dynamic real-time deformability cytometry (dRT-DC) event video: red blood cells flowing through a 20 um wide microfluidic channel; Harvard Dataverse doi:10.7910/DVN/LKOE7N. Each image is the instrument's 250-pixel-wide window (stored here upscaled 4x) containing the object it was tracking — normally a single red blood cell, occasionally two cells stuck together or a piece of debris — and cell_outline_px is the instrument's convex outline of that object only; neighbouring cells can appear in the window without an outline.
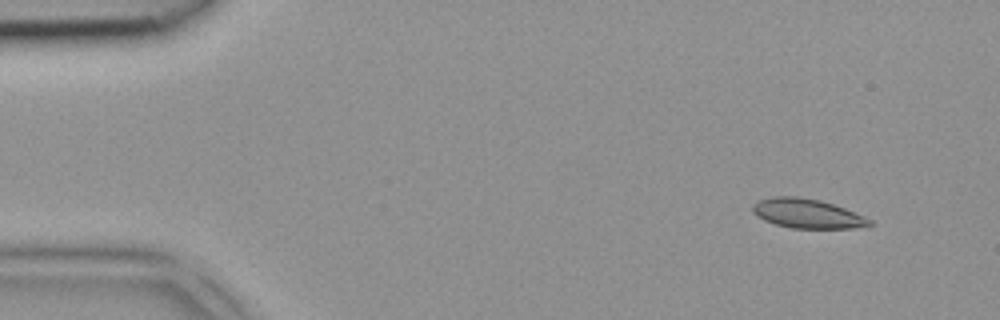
{"species": "common noctule bat (a hibernating species)", "species_latin": "Nyctalus noctula", "temperature_condition": "room temperature", "stored_images_in_passage": 3, "camera_frame_rate_fps": 3000, "um_per_image_px": 0.085, "animal": {"sex": "female", "body_mass_g": 18.4}, "frame": {"image": 1, "passage_image": 1, "time_ms": 0.0, "image_size_px": [1000, 320], "cell_outline_px": [[872, 224], [868, 228], [792, 228], [776, 224], [764, 220], [756, 216], [752, 212], [752, 204], [760, 200], [772, 196], [796, 196], [820, 200], [844, 208], [864, 216], [872, 220]], "centroid_in_image_um": [68.63, 18.15], "position_along_channel_um": 16.4, "area_um2": 20.11}}
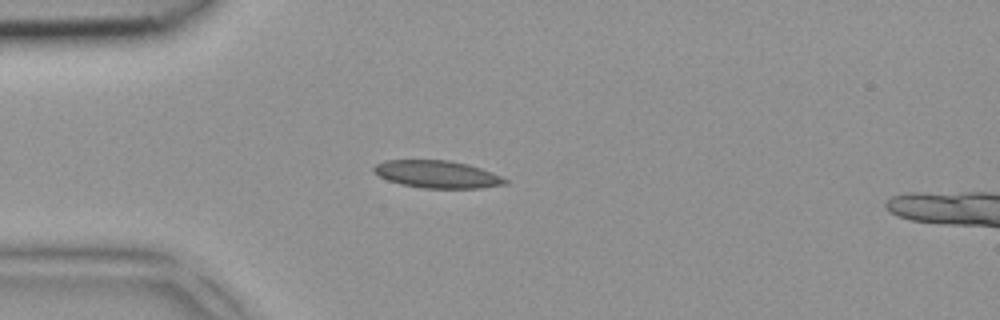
{"frame": {"image": 2, "passage_image": 3, "time_ms": 0.667, "image_size_px": [1000, 320], "cell_outline_px": [[508, 184], [480, 188], [424, 188], [400, 184], [388, 180], [372, 172], [372, 168], [376, 164], [384, 160], [448, 160], [468, 164], [492, 172], [508, 180]], "centroid_in_image_um": [37.15, 14.81], "position_along_channel_um": 47.9, "area_um2": 21.04}}